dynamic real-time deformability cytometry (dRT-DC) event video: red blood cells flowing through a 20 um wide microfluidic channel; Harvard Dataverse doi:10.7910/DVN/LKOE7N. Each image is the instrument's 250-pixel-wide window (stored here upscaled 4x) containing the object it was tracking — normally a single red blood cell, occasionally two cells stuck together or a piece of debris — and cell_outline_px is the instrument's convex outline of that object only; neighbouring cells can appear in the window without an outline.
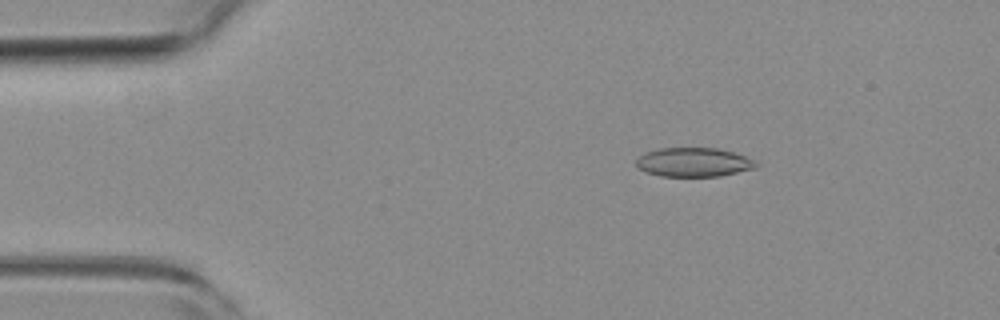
{"species": "common noctule bat (a hibernating species)", "species_latin": "Nyctalus noctula", "temperature_condition": "room temperature", "stored_images_in_passage": 55, "camera_frame_rate_fps": 3000, "um_per_image_px": 0.085, "animal": {"sex": "female", "body_mass_g": 19.3, "forearm_length_mm": 54.1}, "frame": {"image": 1, "passage_image": 9, "time_ms": 2.667, "image_size_px": [1000, 320], "cell_outline_px": [[756, 168], [720, 176], [660, 176], [648, 172], [640, 168], [636, 164], [636, 160], [644, 152], [660, 148], [716, 148], [732, 152], [756, 160]], "centroid_in_image_um": [58.96, 13.78], "position_along_channel_um": 26.0, "area_um2": 20.11}}
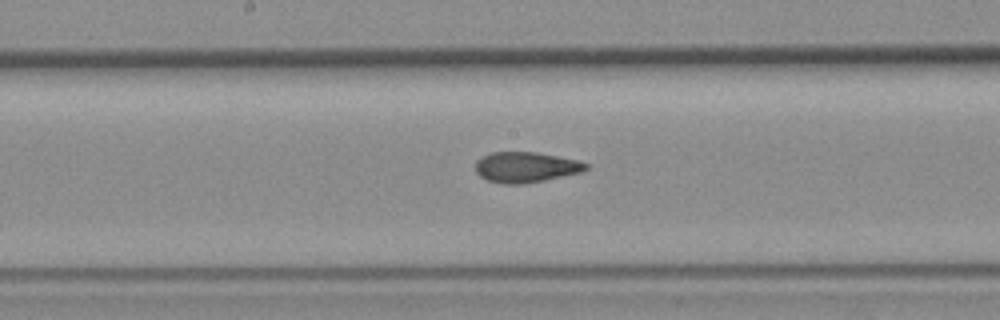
{"frame": {"image": 2, "passage_image": 28, "time_ms": 9.0, "image_size_px": [1000, 320], "cell_outline_px": [[588, 168], [580, 172], [544, 180], [524, 184], [504, 184], [488, 180], [480, 176], [476, 172], [476, 160], [480, 156], [492, 152], [536, 152], [580, 160], [588, 164]], "centroid_in_image_um": [44.68, 14.2], "position_along_channel_um": 203.5, "area_um2": 19.65}}
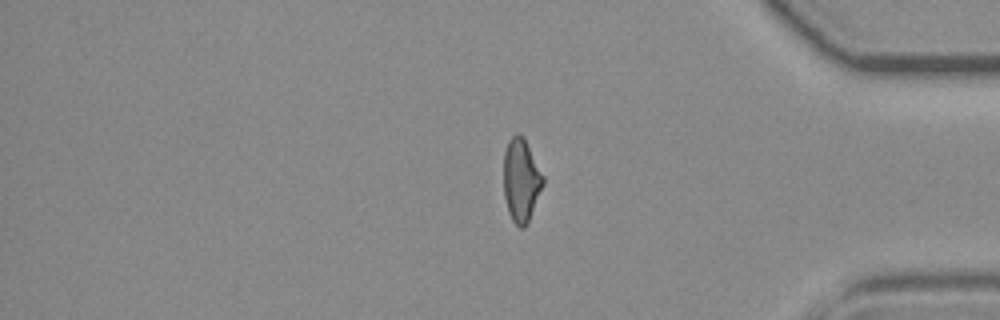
{"frame": {"image": 3, "passage_image": 45, "time_ms": 14.667, "image_size_px": [1000, 320], "cell_outline_px": [[544, 184], [528, 220], [524, 228], [520, 228], [512, 220], [508, 212], [504, 196], [504, 152], [508, 140], [516, 132], [520, 132], [544, 176]], "centroid_in_image_um": [44.28, 15.3], "position_along_channel_um": 390.9, "area_um2": 18.9}, "authors_computed_cell_mechanics": {"area_um2": 19.9988, "velocity_mm_per_s": 3.7636, "shape_relaxation_time_tau1_ms": null, "shape_relaxation_time_tau2_ms": 1.9594, "deformation_change_tau1": null, "deformation_change_tau2": 0.0938}}